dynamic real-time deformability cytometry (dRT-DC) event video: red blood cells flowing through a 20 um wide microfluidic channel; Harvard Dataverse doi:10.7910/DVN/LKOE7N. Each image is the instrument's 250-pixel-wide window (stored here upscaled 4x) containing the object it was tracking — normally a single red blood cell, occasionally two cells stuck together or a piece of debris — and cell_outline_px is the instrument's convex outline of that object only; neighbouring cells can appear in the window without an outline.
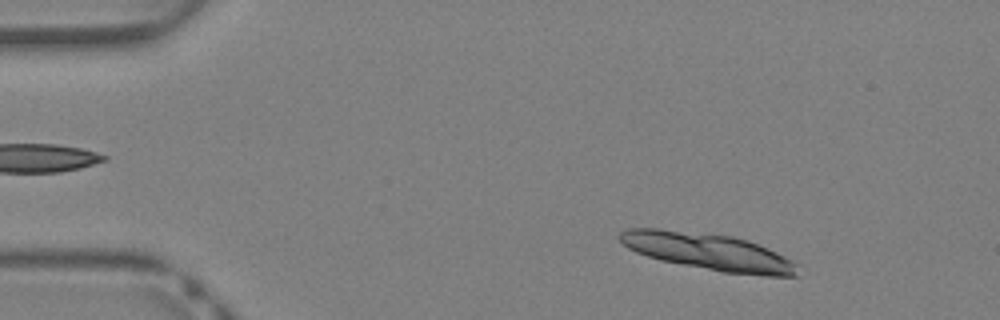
{"species": "Egyptian fruit bat (a non-hibernating species)", "species_latin": "Rousettus aegyptiacus", "temperature_condition": "warm", "stored_images_in_passage": 11, "camera_frame_rate_fps": 3000, "um_per_image_px": 0.085, "animal": {"sex": "female"}, "frame": {"image": 1, "passage_image": 4, "time_ms": 1.0, "image_size_px": [1000, 320], "cell_outline_px": [[796, 276], [764, 276], [724, 272], [660, 260], [636, 252], [628, 248], [616, 236], [620, 232], [628, 228], [660, 228], [732, 236], [748, 240], [768, 248], [792, 260], [796, 264]], "centroid_in_image_um": [60.18, 21.38], "position_along_channel_um": 24.8, "area_um2": 37.97}}